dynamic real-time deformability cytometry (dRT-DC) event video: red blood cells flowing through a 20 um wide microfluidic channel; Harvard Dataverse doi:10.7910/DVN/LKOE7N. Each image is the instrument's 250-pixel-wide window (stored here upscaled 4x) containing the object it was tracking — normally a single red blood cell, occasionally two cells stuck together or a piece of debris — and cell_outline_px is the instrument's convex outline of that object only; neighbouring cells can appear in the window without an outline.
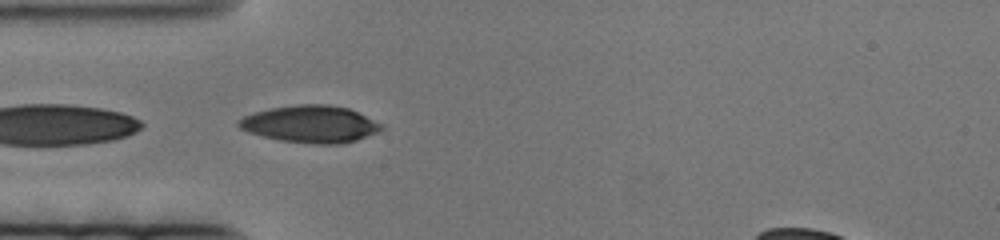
{"species": "human", "species_latin": "Homo sapiens", "temperature_condition": "cold", "stored_images_in_passage": 35, "camera_frame_rate_fps": 3000, "um_per_image_px": 0.085, "donor": {"sex": "female"}, "frame": {"image": 1, "passage_image": 2, "time_ms": 0.333, "image_size_px": [1000, 240], "cell_outline_px": [[384, 128], [380, 132], [356, 140], [340, 144], [312, 144], [280, 140], [248, 132], [240, 128], [236, 124], [236, 120], [244, 116], [256, 112], [272, 108], [300, 104], [328, 104], [348, 108], [384, 124]], "centroid_in_image_um": [26.42, 10.55], "position_along_channel_um": 58.6, "area_um2": 30.92}}
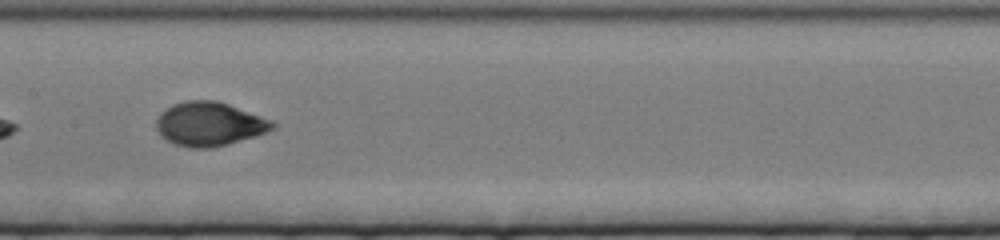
{"frame": {"image": 2, "passage_image": 18, "time_ms": 5.667, "image_size_px": [1000, 240], "cell_outline_px": [[276, 128], [228, 144], [208, 148], [192, 148], [176, 144], [168, 140], [156, 128], [156, 120], [160, 112], [172, 104], [184, 100], [216, 100], [228, 104], [272, 120], [276, 124]], "centroid_in_image_um": [17.78, 10.52], "position_along_channel_um": 189.6, "area_um2": 29.42}}
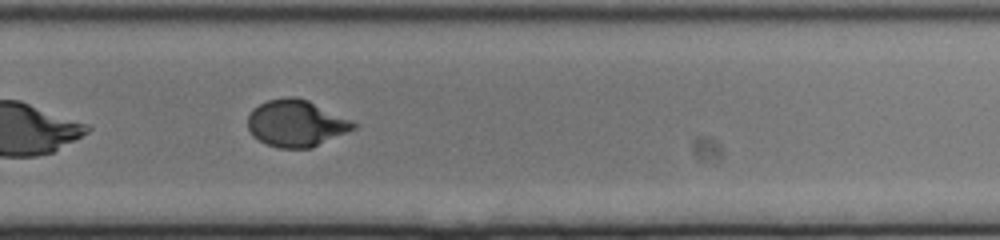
{"frame": {"image": 3, "passage_image": 32, "time_ms": 10.333, "image_size_px": [1000, 240], "cell_outline_px": [[356, 128], [312, 148], [280, 148], [264, 144], [252, 136], [248, 128], [248, 116], [252, 108], [268, 100], [288, 96], [292, 96], [308, 100], [356, 124]], "centroid_in_image_um": [25.1, 10.5], "position_along_channel_um": 304.7, "area_um2": 28.55}}